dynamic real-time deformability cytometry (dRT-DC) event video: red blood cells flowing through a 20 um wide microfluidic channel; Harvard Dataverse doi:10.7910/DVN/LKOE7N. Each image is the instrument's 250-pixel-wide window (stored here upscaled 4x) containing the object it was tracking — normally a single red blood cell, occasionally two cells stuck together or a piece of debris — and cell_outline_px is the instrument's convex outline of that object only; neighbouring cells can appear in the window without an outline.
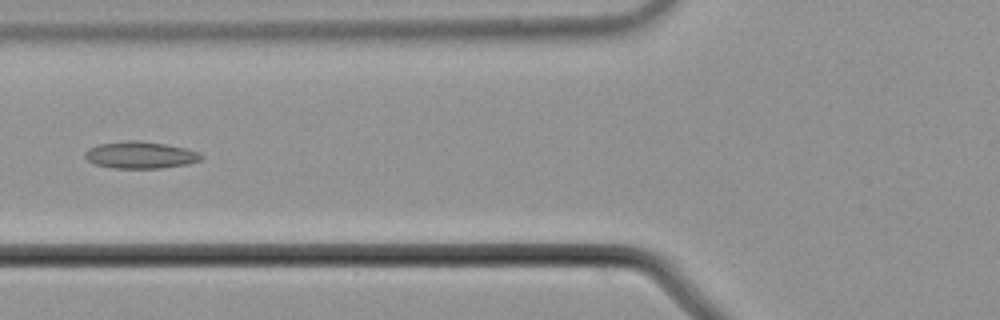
{"species": "common noctule bat (a hibernating species)", "species_latin": "Nyctalus noctula", "temperature_condition": "cold", "stored_images_in_passage": 3, "camera_frame_rate_fps": 3000, "um_per_image_px": 0.085, "animal": {"sex": "male", "body_mass_g": 21.5, "forearm_length_mm": 52.0}, "frame": {"image": 1, "passage_image": 3, "time_ms": 0.667, "image_size_px": [1000, 320], "cell_outline_px": [[204, 156], [200, 160], [188, 164], [160, 168], [112, 168], [92, 164], [84, 156], [84, 152], [88, 148], [100, 144], [128, 140], [140, 140], [188, 148], [200, 152]], "centroid_in_image_um": [11.93, 13.17], "position_along_channel_um": 113.9, "area_um2": 18.44}}